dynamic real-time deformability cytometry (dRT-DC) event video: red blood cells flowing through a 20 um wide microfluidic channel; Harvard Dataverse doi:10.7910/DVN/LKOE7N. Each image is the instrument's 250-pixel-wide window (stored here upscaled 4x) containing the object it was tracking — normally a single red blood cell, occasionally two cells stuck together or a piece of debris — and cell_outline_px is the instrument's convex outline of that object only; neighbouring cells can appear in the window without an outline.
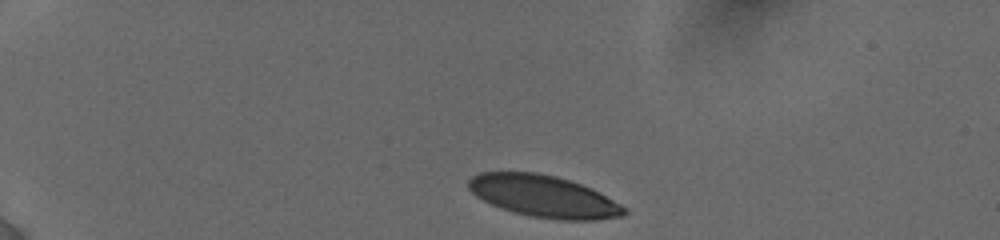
{"species": "human", "species_latin": "Homo sapiens", "temperature_condition": "cold", "stored_images_in_passage": 4, "camera_frame_rate_fps": 3000, "um_per_image_px": 0.085, "donor": {"sex": "female"}, "frame": {"image": 1, "passage_image": 1, "time_ms": 0.0, "image_size_px": [1000, 240], "cell_outline_px": [[628, 212], [624, 216], [596, 220], [560, 220], [528, 216], [512, 212], [500, 208], [476, 196], [468, 188], [468, 180], [472, 176], [480, 172], [536, 172], [556, 176], [592, 188], [628, 208]], "centroid_in_image_um": [46.24, 16.69], "position_along_channel_um": 38.8, "area_um2": 38.21}}
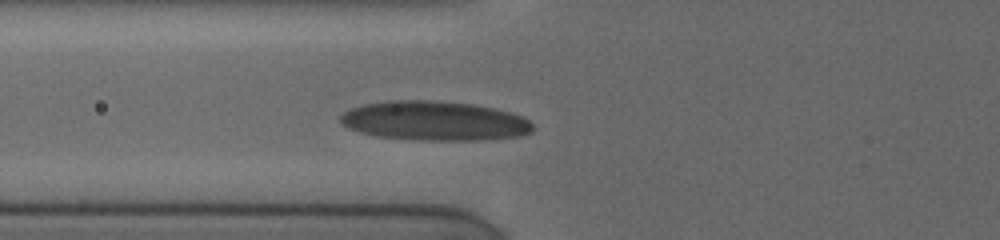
{"frame": {"image": 2, "passage_image": 4, "time_ms": 3.333, "image_size_px": [1000, 240], "cell_outline_px": [[532, 132], [524, 136], [484, 140], [420, 140], [376, 136], [360, 132], [348, 128], [340, 124], [340, 116], [344, 112], [352, 108], [364, 104], [388, 100], [432, 100], [472, 104], [496, 108], [524, 116], [532, 124]], "centroid_in_image_um": [36.96, 10.27], "position_along_channel_um": 88.8, "area_um2": 44.51}}